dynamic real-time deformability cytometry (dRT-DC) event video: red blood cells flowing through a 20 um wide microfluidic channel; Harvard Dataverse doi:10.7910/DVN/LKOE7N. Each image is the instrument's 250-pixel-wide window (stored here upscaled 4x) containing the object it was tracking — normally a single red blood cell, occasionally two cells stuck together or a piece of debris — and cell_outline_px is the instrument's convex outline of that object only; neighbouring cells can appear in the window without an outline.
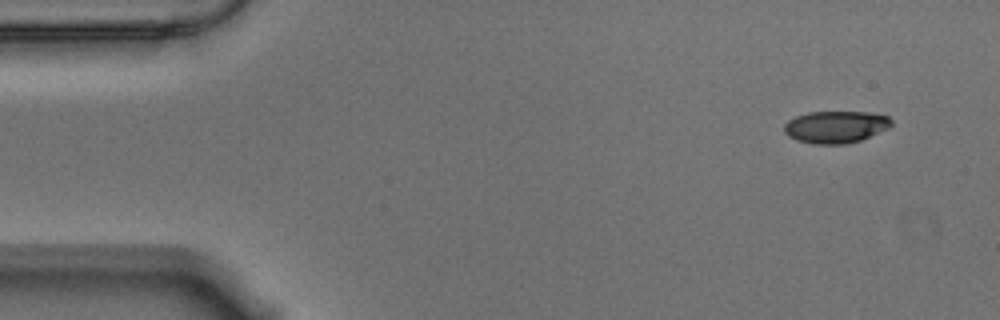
{"species": "Egyptian fruit bat (a non-hibernating species)", "species_latin": "Rousettus aegyptiacus", "temperature_condition": "warm", "stored_images_in_passage": 51, "camera_frame_rate_fps": 3000, "um_per_image_px": 0.085, "animal": {"sex": "male"}, "frame": {"image": 1, "passage_image": 1, "time_ms": 0.0, "image_size_px": [1000, 320], "cell_outline_px": [[892, 124], [888, 128], [860, 140], [844, 144], [812, 144], [796, 140], [788, 136], [784, 132], [784, 124], [788, 120], [796, 116], [808, 112], [868, 112], [888, 116], [892, 120]], "centroid_in_image_um": [71.0, 10.78], "position_along_channel_um": 14.0, "area_um2": 20.06}}
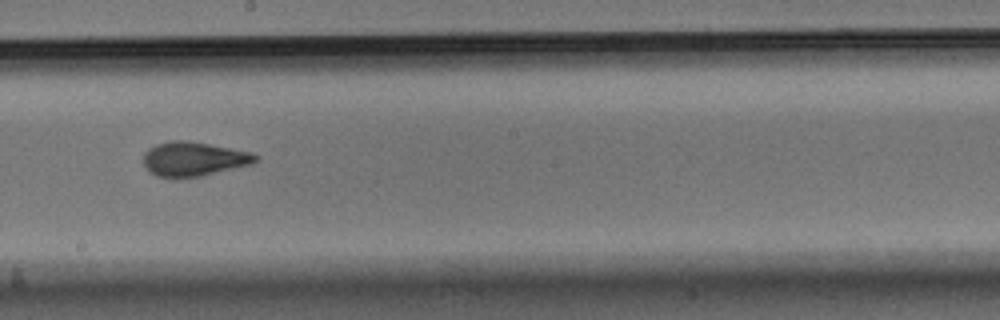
{"frame": {"image": 2, "passage_image": 28, "time_ms": 9.0, "image_size_px": [1000, 320], "cell_outline_px": [[260, 160], [252, 164], [200, 176], [176, 180], [156, 176], [148, 172], [144, 164], [144, 152], [148, 148], [156, 144], [168, 140], [188, 140], [252, 152], [260, 156]], "centroid_in_image_um": [16.44, 13.53], "position_along_channel_um": 231.8, "area_um2": 23.0}}
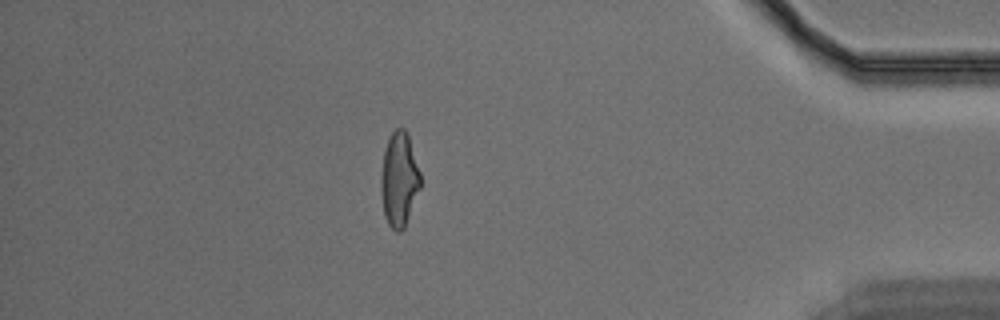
{"frame": {"image": 3, "passage_image": 46, "time_ms": 15.0, "image_size_px": [1000, 320], "cell_outline_px": [[420, 188], [404, 228], [400, 232], [396, 232], [388, 224], [384, 216], [380, 192], [380, 180], [384, 148], [392, 132], [396, 128], [404, 128], [408, 132], [420, 172]], "centroid_in_image_um": [33.91, 15.24], "position_along_channel_um": 401.3, "area_um2": 21.91}, "authors_computed_cell_mechanics": {"area_um2": 22.0218, "velocity_mm_per_s": 3.5415, "shape_relaxation_time_tau1_ms": 5.4716, "shape_relaxation_time_tau2_ms": 1.4875, "deformation_change_tau1": 0.1932, "deformation_change_tau2": 0.075}}